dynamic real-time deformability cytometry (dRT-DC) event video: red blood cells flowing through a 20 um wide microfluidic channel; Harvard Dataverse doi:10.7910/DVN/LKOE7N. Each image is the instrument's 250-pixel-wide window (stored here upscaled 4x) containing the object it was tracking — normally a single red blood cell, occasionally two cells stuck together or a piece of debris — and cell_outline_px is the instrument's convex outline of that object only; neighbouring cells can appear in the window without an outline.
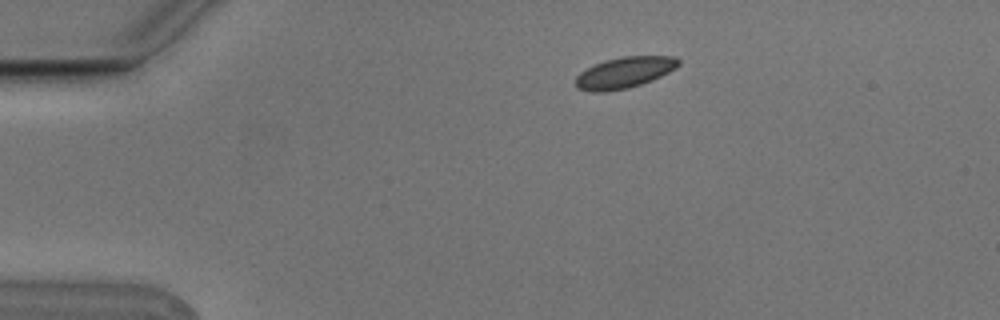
{"species": "Egyptian fruit bat (a non-hibernating species)", "species_latin": "Rousettus aegyptiacus", "temperature_condition": "cold", "stored_images_in_passage": 7, "camera_frame_rate_fps": 3000, "um_per_image_px": 0.085, "animal": {"sex": "male"}, "frame": {"image": 1, "passage_image": 1, "time_ms": 0.0, "image_size_px": [1000, 320], "cell_outline_px": [[680, 64], [676, 68], [652, 80], [628, 88], [608, 92], [592, 92], [576, 88], [576, 76], [580, 72], [604, 60], [624, 56], [676, 56], [680, 60]], "centroid_in_image_um": [53.08, 6.17], "position_along_channel_um": 31.9, "area_um2": 18.67}}
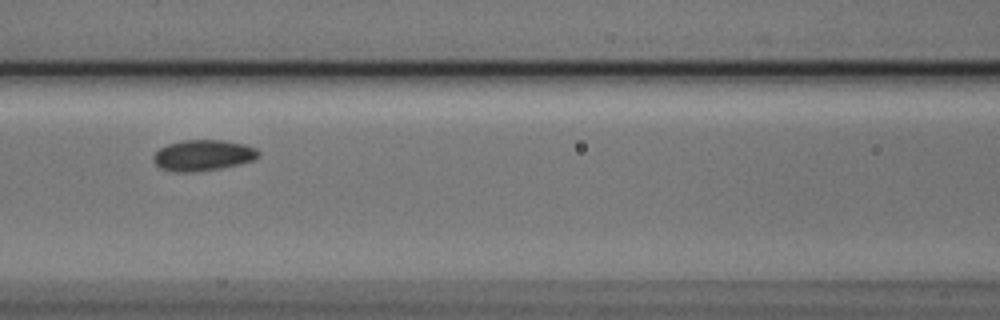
{"frame": {"image": 2, "passage_image": 5, "time_ms": 1.333, "image_size_px": [1000, 320], "cell_outline_px": [[260, 156], [252, 160], [240, 164], [220, 168], [192, 172], [172, 172], [160, 168], [152, 160], [152, 156], [160, 148], [168, 144], [184, 140], [224, 140], [244, 144], [256, 148], [260, 152]], "centroid_in_image_um": [17.25, 13.2], "position_along_channel_um": 149.4, "area_um2": 19.02}}
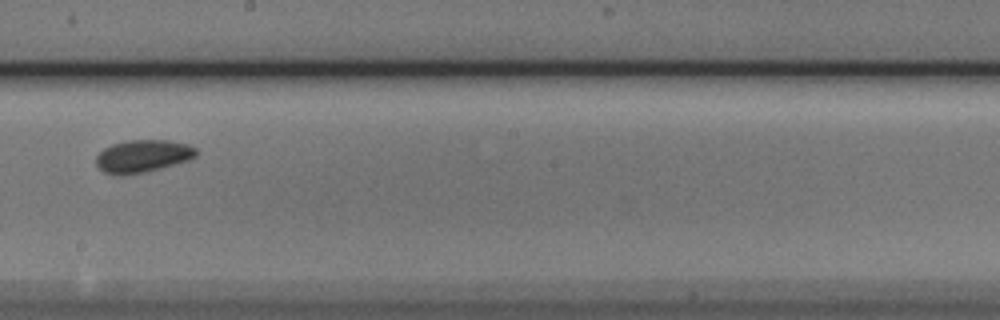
{"frame": {"image": 3, "passage_image": 7, "time_ms": 2.0, "image_size_px": [1000, 320], "cell_outline_px": [[196, 156], [188, 160], [176, 164], [144, 172], [120, 176], [104, 172], [96, 164], [96, 156], [104, 148], [112, 144], [128, 140], [168, 140], [188, 144], [196, 148]], "centroid_in_image_um": [12.13, 13.27], "position_along_channel_um": 236.1, "area_um2": 18.96}}